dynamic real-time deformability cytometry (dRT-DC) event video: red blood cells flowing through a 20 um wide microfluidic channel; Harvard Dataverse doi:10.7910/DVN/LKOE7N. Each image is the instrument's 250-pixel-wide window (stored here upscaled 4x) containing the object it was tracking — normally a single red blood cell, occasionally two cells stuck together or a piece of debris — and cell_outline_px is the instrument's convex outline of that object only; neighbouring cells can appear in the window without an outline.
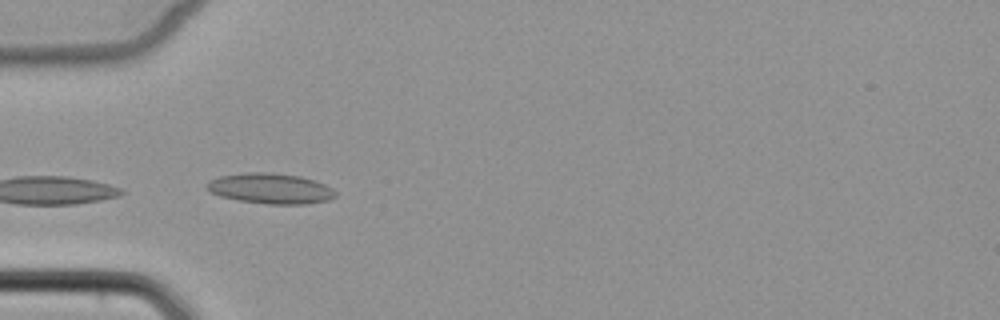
{"species": "common noctule bat (a hibernating species)", "species_latin": "Nyctalus noctula", "temperature_condition": "cold", "stored_images_in_passage": 8, "camera_frame_rate_fps": 3000, "um_per_image_px": 0.085, "animal": {"sex": "female", "body_mass_g": 22.7, "forearm_length_mm": 54.2}, "frame": {"image": 1, "passage_image": 6, "time_ms": 5.667, "image_size_px": [1000, 320], "cell_outline_px": [[336, 196], [328, 200], [308, 204], [268, 204], [240, 200], [220, 196], [212, 192], [204, 184], [208, 180], [220, 176], [248, 172], [264, 172], [300, 176], [324, 184], [332, 188], [336, 192]], "centroid_in_image_um": [22.99, 16.02], "position_along_channel_um": 62.0, "area_um2": 22.66}}
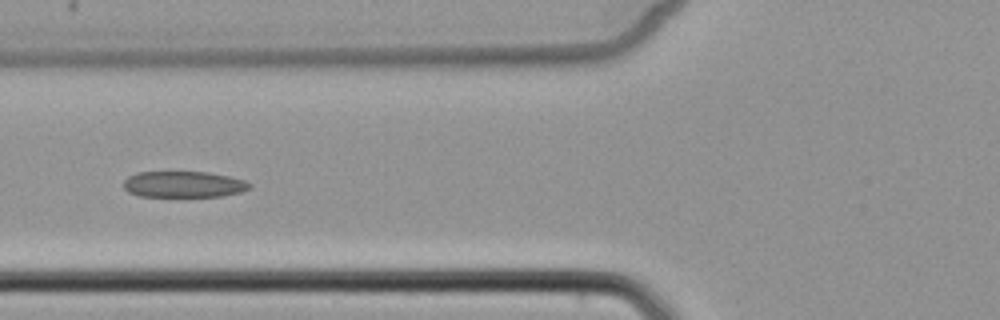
{"frame": {"image": 2, "passage_image": 7, "time_ms": 7.0, "image_size_px": [1000, 320], "cell_outline_px": [[252, 188], [240, 192], [224, 196], [140, 196], [128, 192], [124, 188], [124, 180], [128, 176], [136, 172], [208, 172], [228, 176], [244, 180], [252, 184]], "centroid_in_image_um": [15.62, 15.66], "position_along_channel_um": 110.2, "area_um2": 19.25}}
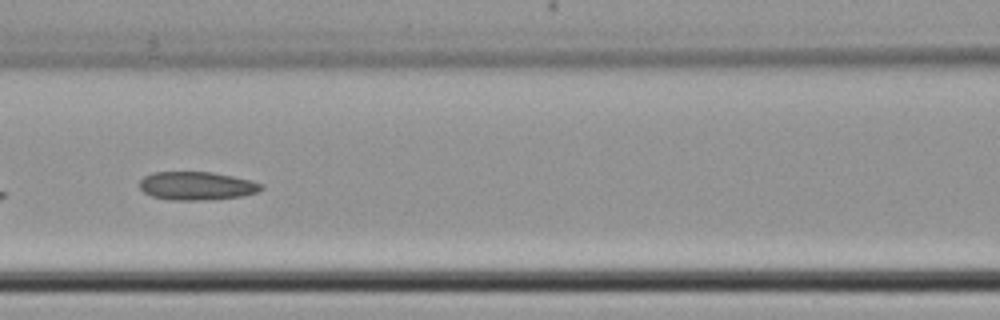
{"frame": {"image": 3, "passage_image": 8, "time_ms": 8.0, "image_size_px": [1000, 320], "cell_outline_px": [[264, 188], [256, 192], [240, 196], [204, 200], [172, 200], [152, 196], [144, 192], [140, 188], [140, 180], [144, 176], [152, 172], [212, 172], [232, 176], [248, 180], [260, 184]], "centroid_in_image_um": [16.67, 15.79], "position_along_channel_um": 149.9, "area_um2": 19.83}}